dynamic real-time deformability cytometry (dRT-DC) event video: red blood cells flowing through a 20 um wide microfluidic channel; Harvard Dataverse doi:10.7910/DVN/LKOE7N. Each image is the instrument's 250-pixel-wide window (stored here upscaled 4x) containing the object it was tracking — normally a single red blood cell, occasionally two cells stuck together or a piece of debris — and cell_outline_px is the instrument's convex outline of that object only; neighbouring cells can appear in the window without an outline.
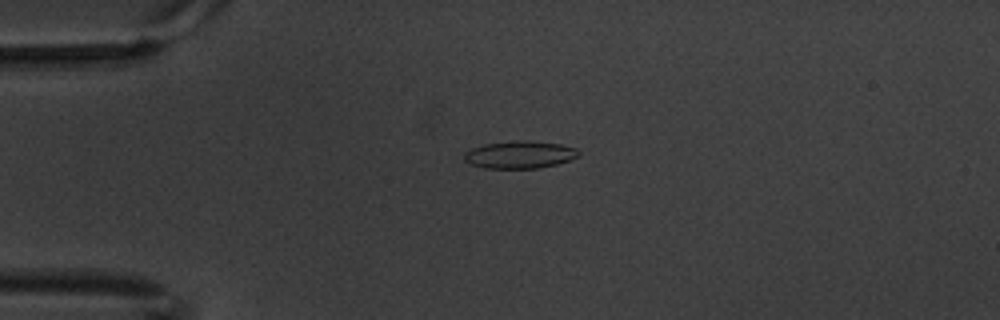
{"species": "common noctule bat (a hibernating species)", "species_latin": "Nyctalus noctula", "temperature_condition": "warm", "stored_images_in_passage": 2, "camera_frame_rate_fps": 3000, "um_per_image_px": 0.085, "animal": {"sex": "male", "body_mass_g": 20.1, "forearm_length_mm": 53.5}, "frame": {"image": 1, "passage_image": 1, "time_ms": 0.0, "image_size_px": [1000, 320], "cell_outline_px": [[580, 156], [556, 164], [536, 168], [484, 168], [472, 164], [464, 160], [464, 152], [472, 148], [484, 144], [512, 140], [528, 140], [560, 144], [576, 148], [580, 152]], "centroid_in_image_um": [44.17, 13.13], "position_along_channel_um": 40.8, "area_um2": 18.32}}